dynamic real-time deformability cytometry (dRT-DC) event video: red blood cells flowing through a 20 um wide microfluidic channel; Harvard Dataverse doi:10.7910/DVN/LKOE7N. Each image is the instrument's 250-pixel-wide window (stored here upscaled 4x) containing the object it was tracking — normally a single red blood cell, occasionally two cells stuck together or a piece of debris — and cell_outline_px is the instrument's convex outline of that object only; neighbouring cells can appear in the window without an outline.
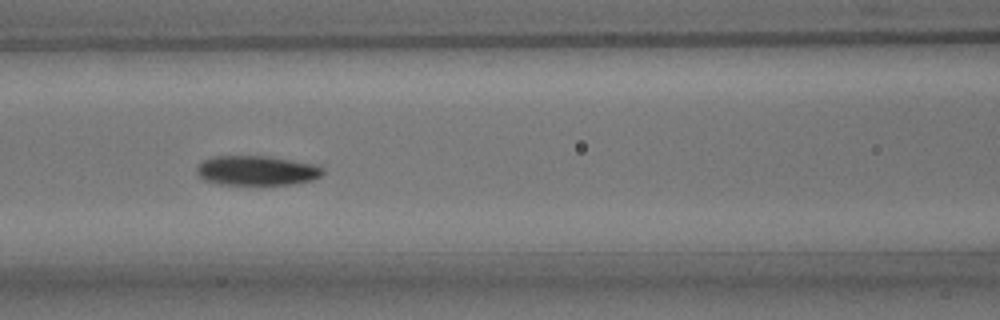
{"species": "common noctule bat (a hibernating species)", "species_latin": "Nyctalus noctula", "temperature_condition": "room temperature", "stored_images_in_passage": 17, "camera_frame_rate_fps": 3000, "um_per_image_px": 0.085, "animal": {"sex": "male", "body_mass_g": 15.6}, "frame": {"image": 1, "passage_image": 10, "time_ms": 3.0, "image_size_px": [1000, 320], "cell_outline_px": [[324, 172], [320, 176], [312, 180], [292, 184], [216, 184], [204, 180], [196, 172], [196, 168], [204, 160], [212, 156], [268, 156], [316, 164], [324, 168]], "centroid_in_image_um": [21.83, 14.49], "position_along_channel_um": 144.8, "area_um2": 21.79}}